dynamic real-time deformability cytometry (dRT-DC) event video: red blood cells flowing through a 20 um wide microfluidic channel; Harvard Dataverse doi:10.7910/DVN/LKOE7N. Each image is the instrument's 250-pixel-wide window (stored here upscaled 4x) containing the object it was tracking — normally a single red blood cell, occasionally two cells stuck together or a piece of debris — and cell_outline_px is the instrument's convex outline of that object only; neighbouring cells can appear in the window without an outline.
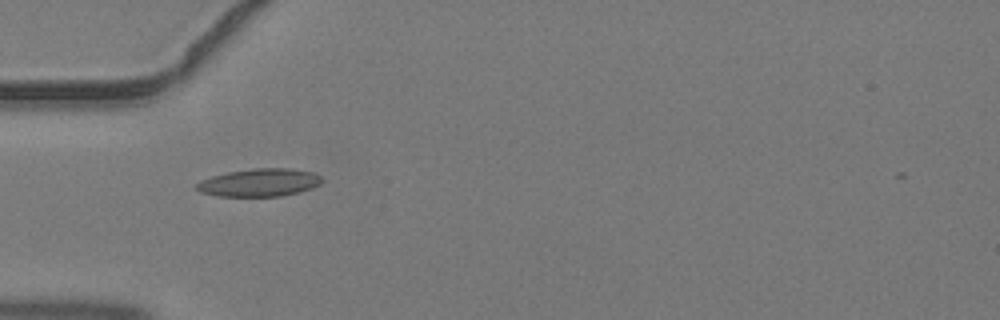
{"species": "common noctule bat (a hibernating species)", "species_latin": "Nyctalus noctula", "temperature_condition": "warm", "stored_images_in_passage": 29, "camera_frame_rate_fps": 3000, "um_per_image_px": 0.085, "animal": {"sex": "male", "body_mass_g": 19.2, "forearm_length_mm": 51.8}, "frame": {"image": 1, "passage_image": 2, "time_ms": 0.333, "image_size_px": [1000, 320], "cell_outline_px": [[324, 180], [320, 184], [312, 188], [300, 192], [280, 196], [216, 196], [200, 192], [192, 188], [200, 180], [212, 176], [228, 172], [252, 168], [292, 168], [312, 172], [320, 176]], "centroid_in_image_um": [22.03, 15.52], "position_along_channel_um": 63.0, "area_um2": 20.58}}
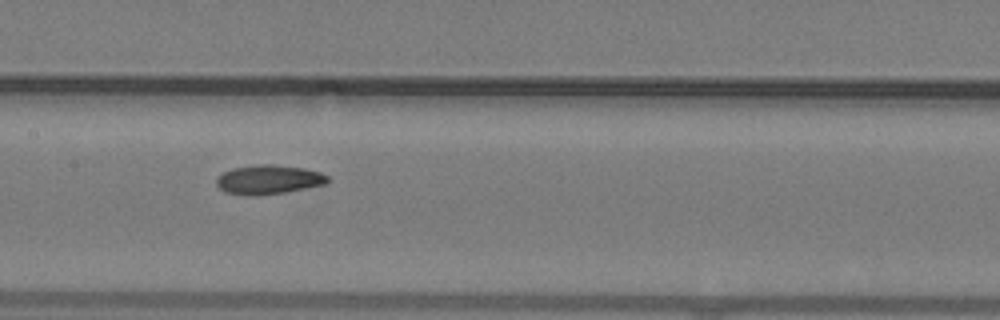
{"frame": {"image": 2, "passage_image": 10, "time_ms": 3.0, "image_size_px": [1000, 320], "cell_outline_px": [[328, 184], [284, 192], [260, 196], [248, 196], [224, 192], [216, 184], [216, 180], [224, 172], [232, 168], [260, 164], [272, 164], [304, 168], [320, 172], [328, 176]], "centroid_in_image_um": [22.84, 15.27], "position_along_channel_um": 184.6, "area_um2": 19.02}}
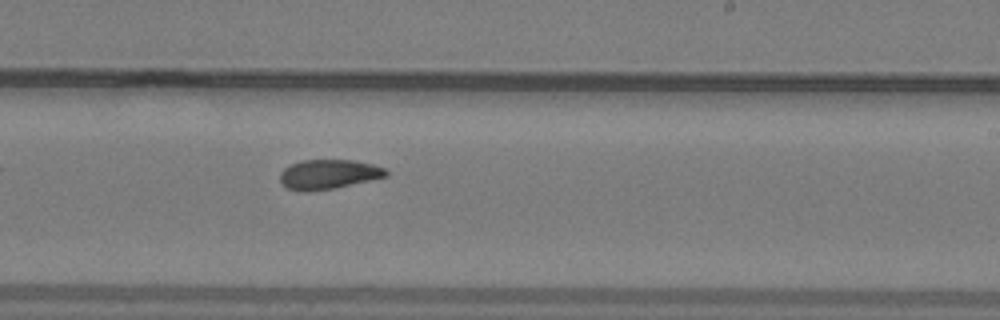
{"frame": {"image": 3, "passage_image": 15, "time_ms": 4.667, "image_size_px": [1000, 320], "cell_outline_px": [[388, 176], [336, 188], [308, 192], [304, 192], [288, 188], [280, 180], [280, 172], [284, 168], [292, 164], [304, 160], [352, 160], [372, 164], [384, 168], [388, 172]], "centroid_in_image_um": [27.93, 14.82], "position_along_channel_um": 261.1, "area_um2": 18.21}}